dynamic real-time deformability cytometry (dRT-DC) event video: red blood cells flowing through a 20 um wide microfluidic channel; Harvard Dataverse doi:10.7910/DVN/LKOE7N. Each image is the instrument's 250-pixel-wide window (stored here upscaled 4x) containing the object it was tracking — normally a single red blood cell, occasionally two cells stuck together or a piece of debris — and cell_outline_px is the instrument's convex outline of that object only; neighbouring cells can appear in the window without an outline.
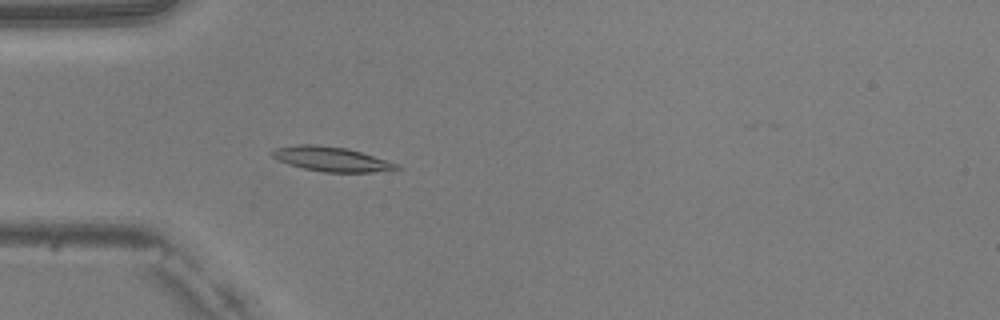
{"species": "common noctule bat (a hibernating species)", "species_latin": "Nyctalus noctula", "temperature_condition": "warm", "stored_images_in_passage": 51, "camera_frame_rate_fps": 3000, "um_per_image_px": 0.085, "animal": {"sex": "male", "body_mass_g": 20.5, "forearm_length_mm": 52.5}, "frame": {"image": 1, "passage_image": 15, "time_ms": 4.667, "image_size_px": [1000, 320], "cell_outline_px": [[400, 168], [396, 172], [324, 172], [304, 168], [288, 164], [276, 160], [268, 152], [276, 148], [300, 144], [316, 144], [344, 148], [360, 152], [396, 164]], "centroid_in_image_um": [28.14, 13.53], "position_along_channel_um": 56.9, "area_um2": 17.8}}
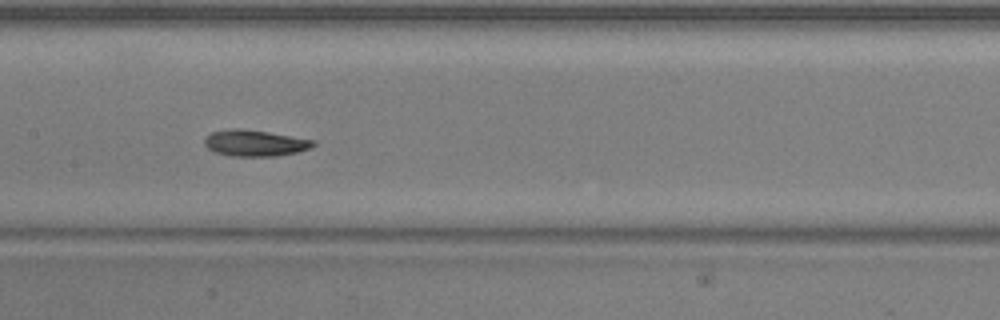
{"frame": {"image": 2, "passage_image": 25, "time_ms": 8.0, "image_size_px": [1000, 320], "cell_outline_px": [[316, 144], [312, 148], [296, 152], [276, 156], [232, 156], [216, 152], [208, 148], [204, 144], [204, 136], [212, 132], [232, 128], [236, 128], [268, 132], [316, 140]], "centroid_in_image_um": [21.68, 12.16], "position_along_channel_um": 185.7, "area_um2": 16.65}}
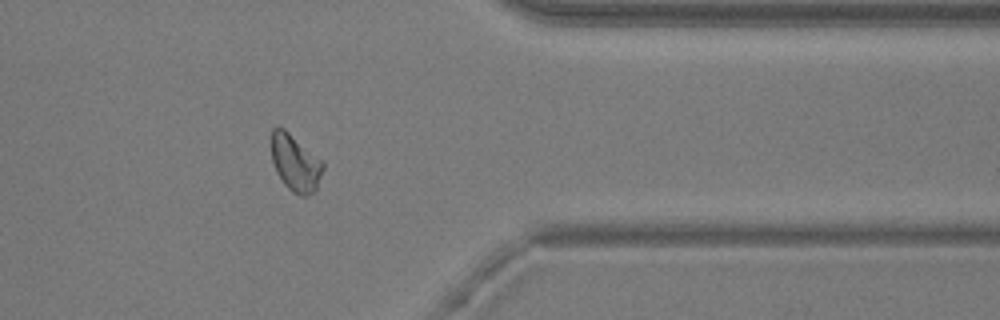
{"frame": {"image": 3, "passage_image": 41, "time_ms": 13.333, "image_size_px": [1000, 320], "cell_outline_px": [[324, 168], [316, 192], [308, 196], [300, 196], [292, 192], [284, 184], [276, 172], [272, 160], [272, 128], [284, 128], [324, 160]], "centroid_in_image_um": [25.15, 13.88], "position_along_channel_um": 386.2, "area_um2": 17.4}, "authors_computed_cell_mechanics": {"area_um2": 16.7042, "velocity_mm_per_s": 4.0185, "shape_relaxation_time_tau1_ms": 3.7872, "shape_relaxation_time_tau2_ms": 4.0575, "deformation_change_tau1": 0.1291, "deformation_change_tau2": 0.0995}}